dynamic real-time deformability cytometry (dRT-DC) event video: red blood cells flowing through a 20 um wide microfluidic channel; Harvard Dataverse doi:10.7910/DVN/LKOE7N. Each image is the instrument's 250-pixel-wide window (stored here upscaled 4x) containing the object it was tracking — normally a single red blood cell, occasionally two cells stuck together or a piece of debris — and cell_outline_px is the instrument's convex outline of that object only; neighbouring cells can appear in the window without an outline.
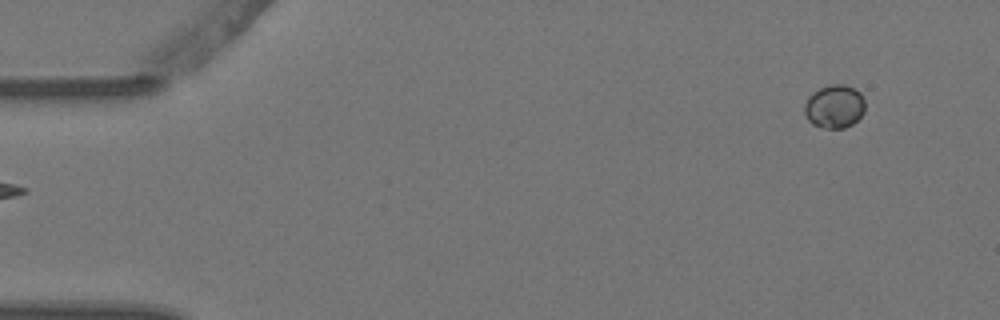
{"species": "Egyptian fruit bat (a non-hibernating species)", "species_latin": "Rousettus aegyptiacus", "temperature_condition": "warm", "stored_images_in_passage": 5, "segment_of_instrument_passage": [2, 2], "camera_frame_rate_fps": 3000, "um_per_image_px": 0.085, "animal": {"sex": "female"}, "frame": {"image": 1, "passage_image": 5, "time_ms": 1.333, "image_size_px": [1000, 320], "cell_outline_px": [[864, 112], [852, 124], [844, 128], [824, 128], [812, 124], [808, 120], [804, 112], [804, 104], [808, 96], [812, 92], [828, 84], [844, 84], [856, 88], [860, 92], [864, 100]], "centroid_in_image_um": [70.91, 9.03], "position_along_channel_um": 14.1, "area_um2": 15.49}}